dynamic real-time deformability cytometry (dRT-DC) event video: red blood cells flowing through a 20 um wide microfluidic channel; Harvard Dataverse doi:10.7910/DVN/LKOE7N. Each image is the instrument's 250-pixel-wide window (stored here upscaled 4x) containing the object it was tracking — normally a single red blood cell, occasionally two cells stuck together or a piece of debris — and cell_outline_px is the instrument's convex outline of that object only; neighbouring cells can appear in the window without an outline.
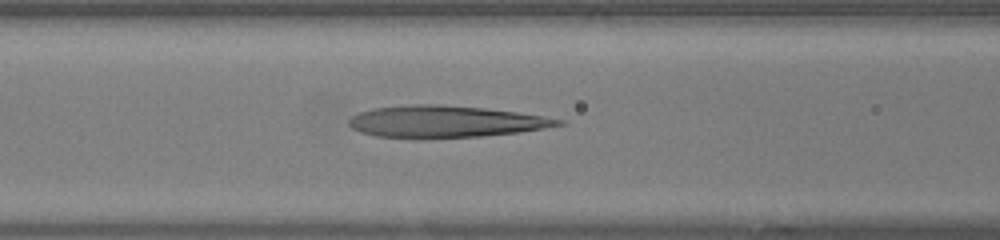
{"species": "human", "species_latin": "Homo sapiens", "temperature_condition": "warm", "stored_images_in_passage": 27, "camera_frame_rate_fps": 3000, "um_per_image_px": 0.085, "donor": {"sex": "female"}, "frame": {"image": 1, "passage_image": 8, "time_ms": 2.333, "image_size_px": [1000, 240], "cell_outline_px": [[568, 124], [520, 132], [480, 136], [376, 136], [360, 132], [352, 128], [348, 124], [348, 120], [352, 116], [360, 112], [372, 108], [412, 104], [440, 104], [484, 108], [516, 112], [564, 120]], "centroid_in_image_um": [37.87, 10.3], "position_along_channel_um": 128.7, "area_um2": 37.86}}
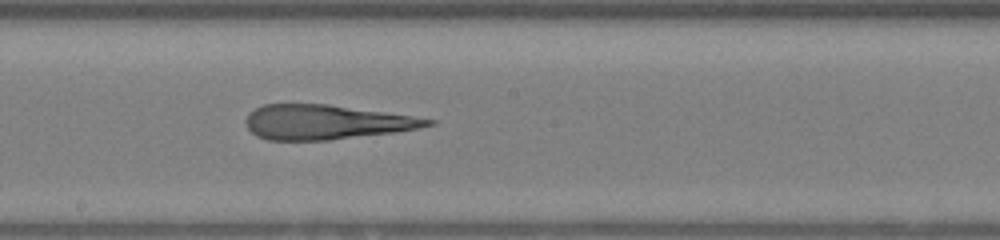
{"frame": {"image": 2, "passage_image": 14, "time_ms": 4.333, "image_size_px": [1000, 240], "cell_outline_px": [[436, 124], [420, 128], [396, 132], [328, 140], [268, 140], [256, 136], [248, 128], [244, 120], [248, 112], [264, 104], [328, 104], [412, 116], [436, 120]], "centroid_in_image_um": [27.69, 10.38], "position_along_channel_um": 220.5, "area_um2": 36.65}}
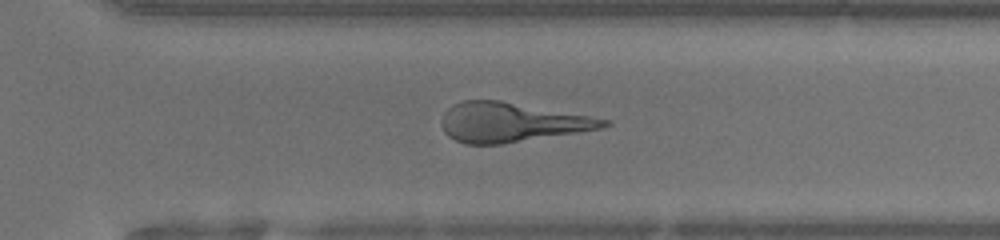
{"frame": {"image": 3, "passage_image": 21, "time_ms": 6.667, "image_size_px": [1000, 240], "cell_outline_px": [[612, 124], [600, 128], [576, 132], [500, 144], [464, 144], [448, 136], [444, 132], [440, 120], [444, 112], [452, 104], [464, 100], [500, 100], [612, 120]], "centroid_in_image_um": [43.41, 10.38], "position_along_channel_um": 327.2, "area_um2": 36.93}}